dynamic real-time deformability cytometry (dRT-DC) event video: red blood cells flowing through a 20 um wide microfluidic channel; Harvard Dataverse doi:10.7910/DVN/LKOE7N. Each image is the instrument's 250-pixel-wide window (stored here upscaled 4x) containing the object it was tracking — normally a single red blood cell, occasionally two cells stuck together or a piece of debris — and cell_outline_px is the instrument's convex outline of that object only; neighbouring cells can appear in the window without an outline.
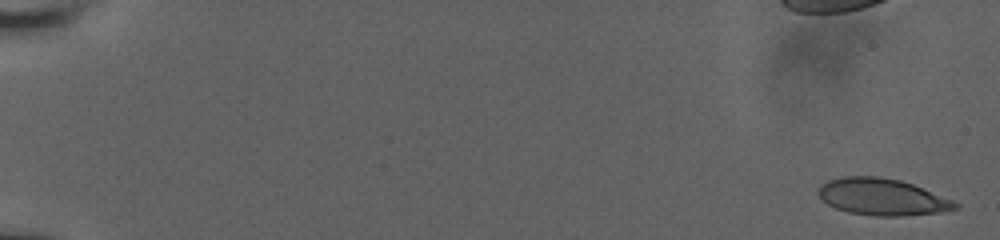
{"species": "human", "species_latin": "Homo sapiens", "temperature_condition": "room temperature", "stored_images_in_passage": 13, "camera_frame_rate_fps": 3000, "um_per_image_px": 0.085, "donor": {"sex": "male"}, "frame": {"image": 1, "passage_image": 1, "time_ms": 0.0, "image_size_px": [1000, 240], "cell_outline_px": [[960, 208], [944, 212], [904, 216], [872, 216], [848, 212], [836, 208], [828, 204], [816, 192], [820, 184], [828, 180], [844, 176], [880, 176], [900, 180], [912, 184], [952, 200], [960, 204]], "centroid_in_image_um": [74.99, 16.74], "position_along_channel_um": 10.0, "area_um2": 29.48}}